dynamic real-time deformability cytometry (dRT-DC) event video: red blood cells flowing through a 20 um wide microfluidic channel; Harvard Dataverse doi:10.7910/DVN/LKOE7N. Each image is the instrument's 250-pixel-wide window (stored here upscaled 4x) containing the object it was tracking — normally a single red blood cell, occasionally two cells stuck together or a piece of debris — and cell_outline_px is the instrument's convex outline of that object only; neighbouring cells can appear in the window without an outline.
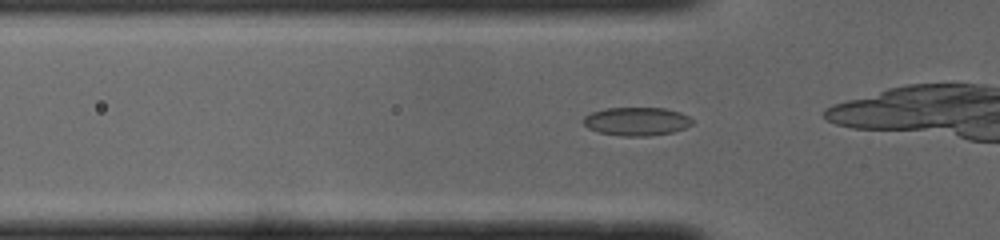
{"species": "common noctule bat (a hibernating species)", "species_latin": "Nyctalus noctula", "temperature_condition": "cold", "stored_images_in_passage": 35, "camera_frame_rate_fps": 3000, "um_per_image_px": 0.085, "animal": {"sex": "male", "body_mass_g": 19.0, "forearm_length_mm": 50.8}, "frame": {"image": 1, "passage_image": 11, "time_ms": 3.333, "image_size_px": [1000, 240], "cell_outline_px": [[692, 124], [684, 128], [672, 132], [648, 136], [624, 136], [600, 132], [588, 128], [584, 124], [584, 116], [592, 112], [604, 108], [664, 108], [680, 112], [688, 116], [692, 120]], "centroid_in_image_um": [54.11, 10.31], "position_along_channel_um": 71.7, "area_um2": 17.86}}